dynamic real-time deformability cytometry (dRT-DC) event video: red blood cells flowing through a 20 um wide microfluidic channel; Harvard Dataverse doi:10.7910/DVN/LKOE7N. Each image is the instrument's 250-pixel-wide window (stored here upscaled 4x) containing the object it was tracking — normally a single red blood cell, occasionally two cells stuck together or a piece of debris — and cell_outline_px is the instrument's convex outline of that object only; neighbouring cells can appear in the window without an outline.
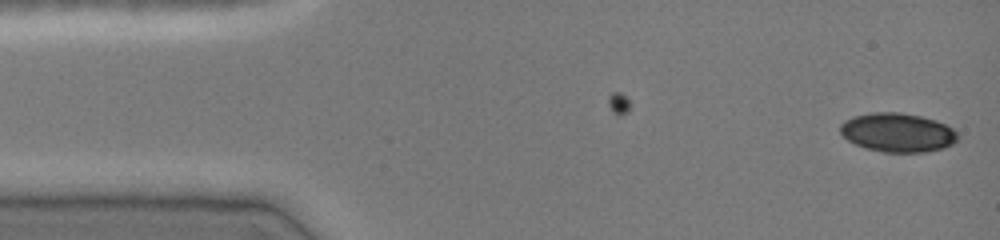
{"species": "common noctule bat (a hibernating species)", "species_latin": "Nyctalus noctula", "temperature_condition": "cold", "stored_images_in_passage": 6, "camera_frame_rate_fps": 3000, "um_per_image_px": 0.085, "animal": {"sex": "female", "body_mass_g": 19.0, "forearm_length_mm": 51.5}, "frame": {"image": 1, "passage_image": 6, "time_ms": 1.667, "image_size_px": [1000, 240], "cell_outline_px": [[960, 136], [952, 144], [944, 148], [924, 152], [884, 152], [864, 148], [848, 140], [840, 132], [840, 124], [844, 120], [852, 116], [872, 112], [900, 112], [920, 116], [936, 120], [952, 128]], "centroid_in_image_um": [76.28, 11.26], "position_along_channel_um": 8.7, "area_um2": 26.76}}